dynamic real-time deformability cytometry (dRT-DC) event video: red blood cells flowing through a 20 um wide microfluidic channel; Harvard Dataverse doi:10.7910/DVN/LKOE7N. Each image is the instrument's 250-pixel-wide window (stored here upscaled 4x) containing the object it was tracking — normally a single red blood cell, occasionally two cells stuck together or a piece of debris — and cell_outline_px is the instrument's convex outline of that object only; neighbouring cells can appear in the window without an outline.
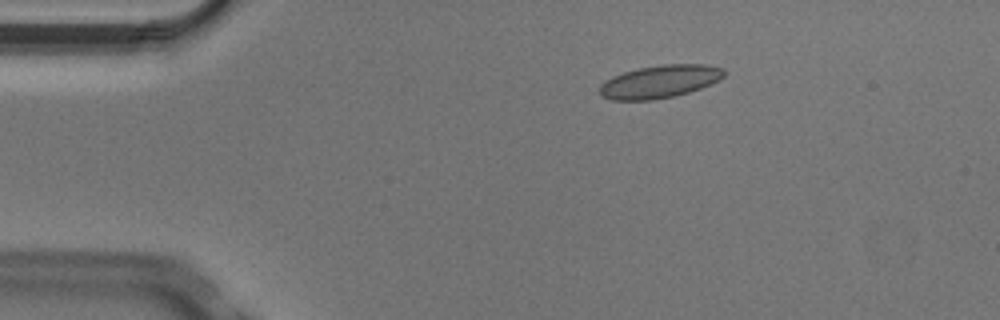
{"species": "Egyptian fruit bat (a non-hibernating species)", "species_latin": "Rousettus aegyptiacus", "temperature_condition": "cold", "stored_images_in_passage": 5, "camera_frame_rate_fps": 3000, "um_per_image_px": 0.085, "animal": {"sex": "male"}, "frame": {"image": 1, "passage_image": 3, "time_ms": 0.667, "image_size_px": [1000, 320], "cell_outline_px": [[724, 76], [720, 80], [700, 88], [676, 96], [652, 100], [612, 100], [600, 96], [600, 84], [604, 80], [612, 76], [624, 72], [640, 68], [660, 64], [704, 64], [724, 68]], "centroid_in_image_um": [56.06, 6.93], "position_along_channel_um": 28.9, "area_um2": 23.93}}
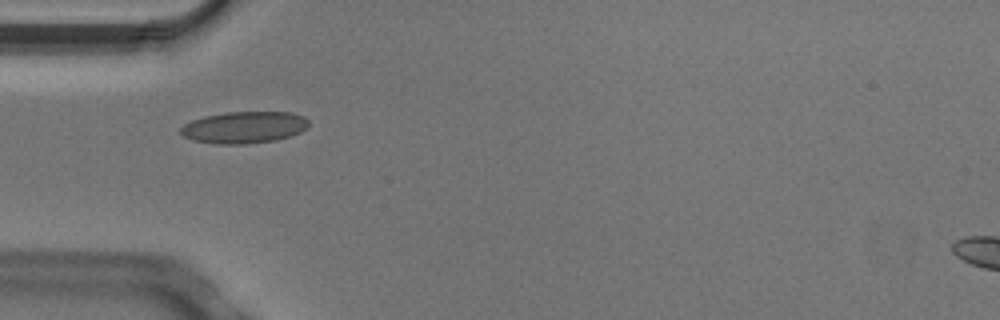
{"frame": {"image": 2, "passage_image": 4, "time_ms": 1.0, "image_size_px": [1000, 320], "cell_outline_px": [[308, 128], [292, 136], [276, 140], [248, 144], [216, 144], [192, 140], [184, 136], [180, 132], [180, 128], [184, 124], [192, 120], [204, 116], [228, 112], [292, 112], [304, 116], [308, 120]], "centroid_in_image_um": [20.77, 10.83], "position_along_channel_um": 64.2, "area_um2": 23.93}}